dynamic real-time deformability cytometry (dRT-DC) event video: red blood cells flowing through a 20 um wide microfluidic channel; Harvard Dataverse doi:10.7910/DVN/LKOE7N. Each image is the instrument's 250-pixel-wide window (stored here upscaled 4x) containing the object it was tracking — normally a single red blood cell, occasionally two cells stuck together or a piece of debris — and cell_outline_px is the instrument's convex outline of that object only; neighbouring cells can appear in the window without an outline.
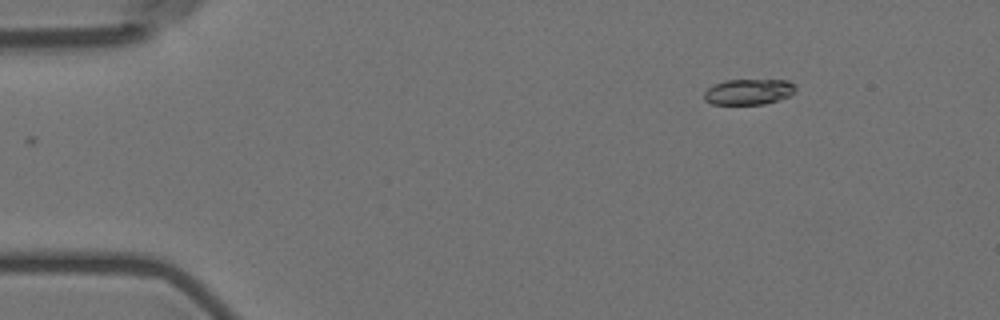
{"species": "Egyptian fruit bat (a non-hibernating species)", "species_latin": "Rousettus aegyptiacus", "temperature_condition": "room temperature", "stored_images_in_passage": 58, "camera_frame_rate_fps": 3000, "um_per_image_px": 0.085, "animal": {"sex": "female"}, "frame": {"image": 1, "passage_image": 9, "time_ms": 2.667, "image_size_px": [1000, 320], "cell_outline_px": [[788, 84], [772, 100], [756, 104], [720, 104], [708, 100], [716, 88], [720, 84], [736, 80], [772, 80]], "centroid_in_image_um": [63.48, 7.81], "position_along_channel_um": 21.5, "area_um2": 10.64}}
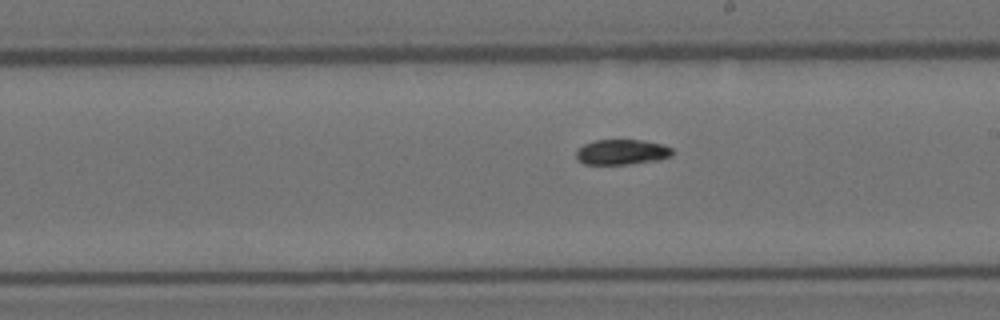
{"frame": {"image": 2, "passage_image": 34, "time_ms": 11.0, "image_size_px": [1000, 320], "cell_outline_px": [[668, 152], [664, 156], [640, 160], [608, 164], [596, 164], [584, 160], [580, 156], [580, 152], [584, 148], [592, 144], [604, 140], [628, 140], [652, 144], [668, 148]], "centroid_in_image_um": [52.78, 12.9], "position_along_channel_um": 236.2, "area_um2": 11.27}}
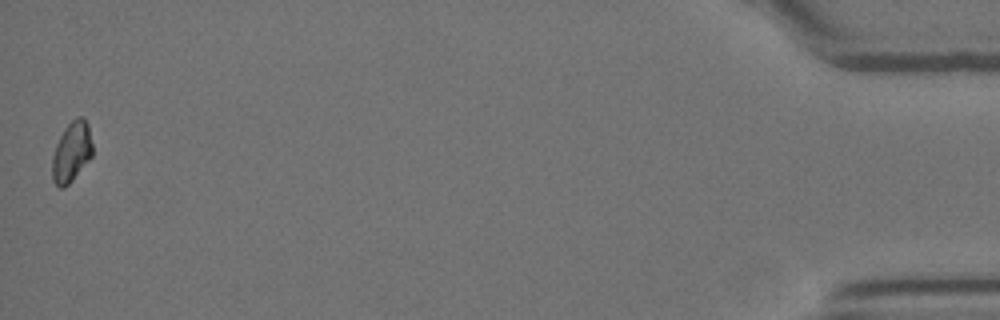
{"frame": {"image": 3, "passage_image": 58, "time_ms": 19.0, "image_size_px": [1000, 320], "cell_outline_px": [[92, 152], [72, 176], [64, 184], [56, 184], [56, 152], [60, 140], [64, 136], [84, 120], [88, 132], [92, 148]], "centroid_in_image_um": [6.15, 12.98], "position_along_channel_um": 429.1, "area_um2": 10.35}, "authors_computed_cell_mechanics": {"area_um2": 11.2132, "velocity_mm_per_s": 3.578, "shape_relaxation_time_tau1_ms": 4.6671, "shape_relaxation_time_tau2_ms": 5.9963, "deformation_change_tau1": 0.1635, "deformation_change_tau2": 0.0658}}